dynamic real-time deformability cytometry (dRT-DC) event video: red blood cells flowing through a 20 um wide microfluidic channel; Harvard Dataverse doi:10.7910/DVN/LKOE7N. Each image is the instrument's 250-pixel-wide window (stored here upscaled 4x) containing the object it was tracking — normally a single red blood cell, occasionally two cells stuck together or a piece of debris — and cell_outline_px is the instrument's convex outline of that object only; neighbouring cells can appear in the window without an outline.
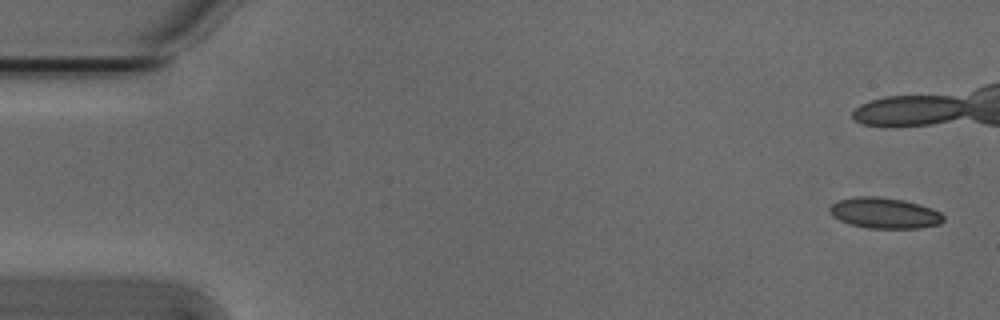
{"species": "Egyptian fruit bat (a non-hibernating species)", "species_latin": "Rousettus aegyptiacus", "temperature_condition": "cold", "stored_images_in_passage": 6, "camera_frame_rate_fps": 3000, "um_per_image_px": 0.085, "animal": {"sex": "male"}, "frame": {"image": 1, "passage_image": 1, "time_ms": 0.0, "image_size_px": [1000, 320], "cell_outline_px": [[944, 220], [940, 224], [920, 228], [868, 228], [848, 224], [832, 216], [828, 212], [828, 208], [836, 200], [856, 196], [880, 196], [904, 200], [920, 204], [932, 208], [940, 212], [944, 216]], "centroid_in_image_um": [75.16, 18.1], "position_along_channel_um": 9.8, "area_um2": 20.75}}
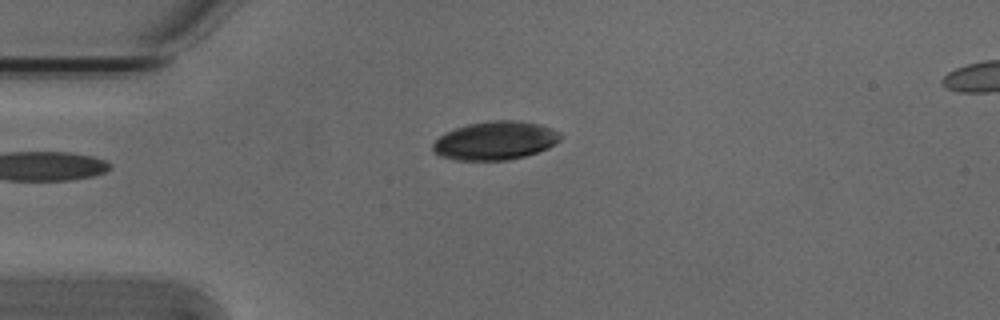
{"frame": {"image": 2, "passage_image": 6, "time_ms": 1.667, "image_size_px": [1000, 320], "cell_outline_px": [[564, 136], [556, 144], [548, 148], [524, 156], [508, 160], [452, 160], [440, 156], [432, 152], [432, 144], [444, 132], [468, 124], [488, 120], [516, 120], [540, 124], [552, 128], [560, 132]], "centroid_in_image_um": [42.1, 11.95], "position_along_channel_um": 42.9, "area_um2": 28.96}}